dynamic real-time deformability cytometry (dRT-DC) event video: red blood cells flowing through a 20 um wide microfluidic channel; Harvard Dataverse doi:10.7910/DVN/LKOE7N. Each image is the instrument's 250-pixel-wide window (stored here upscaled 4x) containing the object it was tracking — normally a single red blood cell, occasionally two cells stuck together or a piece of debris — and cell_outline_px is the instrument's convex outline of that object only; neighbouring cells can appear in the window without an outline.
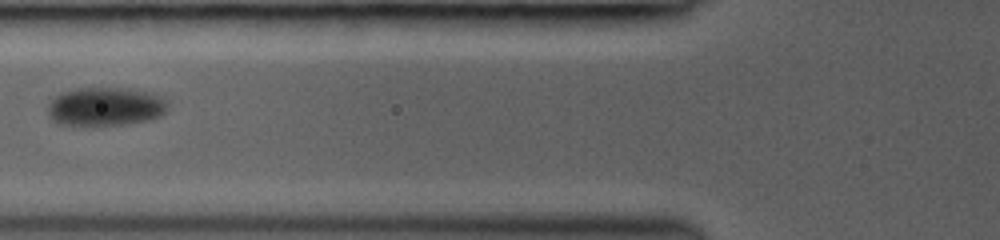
{"species": "common noctule bat (a hibernating species)", "species_latin": "Nyctalus noctula", "temperature_condition": "room temperature", "stored_images_in_passage": 6, "camera_frame_rate_fps": 3000, "um_per_image_px": 0.085, "animal": {"sex": "female", "body_mass_g": 19.0, "forearm_length_mm": 53.3}, "frame": {"image": 1, "passage_image": 2, "time_ms": 1.0, "image_size_px": [1000, 240], "cell_outline_px": [[168, 104], [164, 112], [160, 116], [148, 120], [124, 124], [56, 124], [48, 116], [48, 104], [60, 92], [76, 88], [128, 88], [152, 92], [160, 96]], "centroid_in_image_um": [8.94, 9.04], "position_along_channel_um": 116.9, "area_um2": 26.88}}
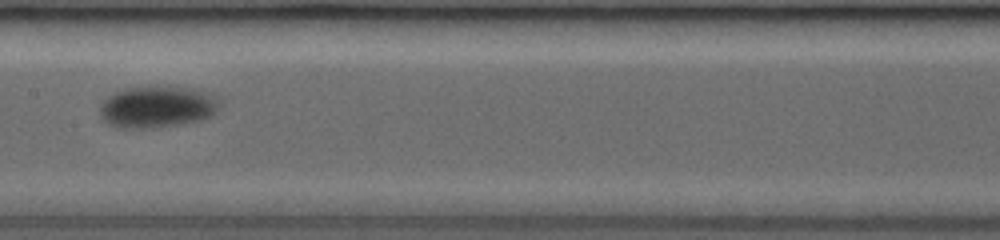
{"frame": {"image": 2, "passage_image": 5, "time_ms": 3.0, "image_size_px": [1000, 240], "cell_outline_px": [[216, 112], [212, 116], [200, 120], [176, 124], [144, 128], [124, 128], [108, 124], [100, 116], [100, 104], [108, 96], [124, 88], [148, 84], [160, 84], [192, 88], [216, 96]], "centroid_in_image_um": [13.31, 9.03], "position_along_channel_um": 194.1, "area_um2": 29.36}}